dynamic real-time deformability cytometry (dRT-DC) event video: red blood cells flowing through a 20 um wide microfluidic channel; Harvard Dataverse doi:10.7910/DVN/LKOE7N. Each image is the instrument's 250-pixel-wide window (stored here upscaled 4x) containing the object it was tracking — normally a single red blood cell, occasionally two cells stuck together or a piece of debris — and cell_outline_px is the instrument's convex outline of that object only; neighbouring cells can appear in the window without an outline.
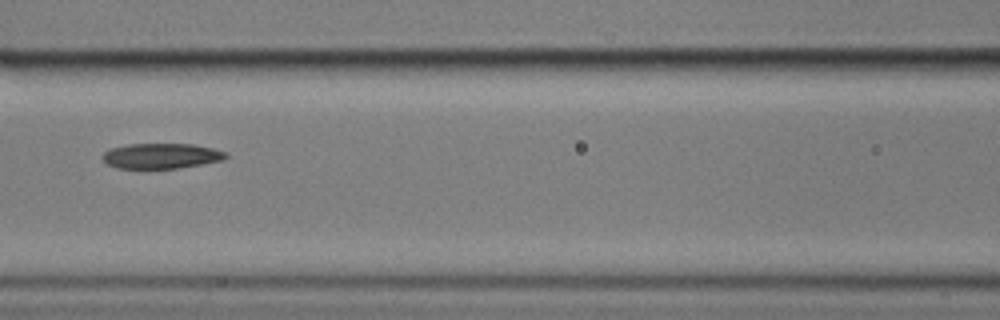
{"species": "common noctule bat (a hibernating species)", "species_latin": "Nyctalus noctula", "temperature_condition": "cold", "stored_images_in_passage": 12, "camera_frame_rate_fps": 3000, "um_per_image_px": 0.085, "animal": {"sex": "male", "body_mass_g": 17.9}, "frame": {"image": 1, "passage_image": 4, "time_ms": 3.667, "image_size_px": [1000, 320], "cell_outline_px": [[228, 156], [224, 160], [180, 168], [116, 168], [108, 164], [100, 156], [104, 152], [112, 148], [128, 144], [192, 144], [212, 148], [228, 152]], "centroid_in_image_um": [13.73, 13.25], "position_along_channel_um": 152.9, "area_um2": 18.21}}
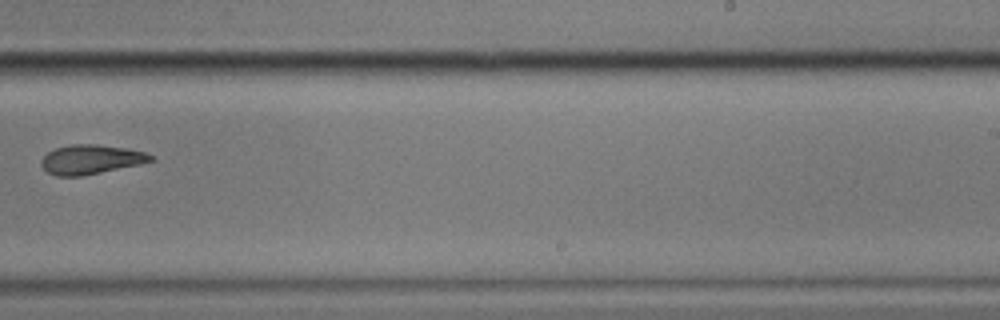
{"frame": {"image": 2, "passage_image": 7, "time_ms": 7.333, "image_size_px": [1000, 320], "cell_outline_px": [[152, 160], [140, 164], [80, 176], [56, 176], [48, 172], [40, 164], [40, 160], [48, 152], [56, 148], [72, 144], [96, 144], [128, 148], [144, 152], [152, 156]], "centroid_in_image_um": [7.69, 13.54], "position_along_channel_um": 281.3, "area_um2": 18.5}}
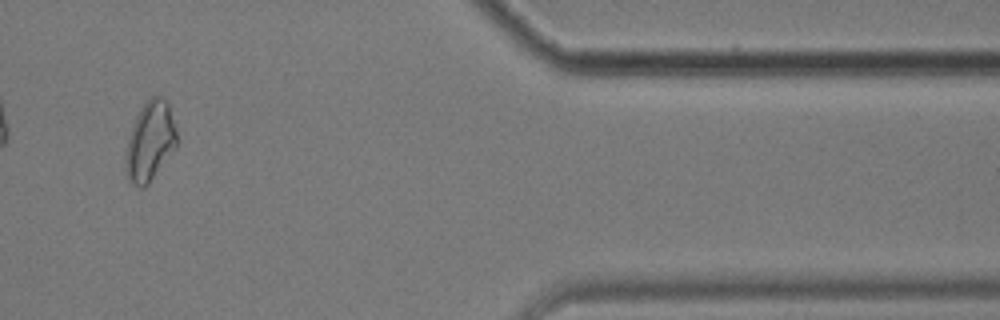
{"frame": {"image": 3, "passage_image": 10, "time_ms": 11.667, "image_size_px": [1000, 320], "cell_outline_px": [[176, 148], [148, 184], [144, 188], [140, 188], [132, 184], [128, 180], [124, 168], [124, 160], [128, 140], [132, 124], [140, 108], [152, 96], [160, 96], [168, 104], [176, 128]], "centroid_in_image_um": [12.73, 12.05], "position_along_channel_um": 398.7, "area_um2": 23.7}, "authors_computed_cell_mechanics": {"area_um2": 19.363, "velocity_mm_per_s": 3.4959, "shape_relaxation_time_tau1_ms": 4.5375, "shape_relaxation_time_tau2_ms": null, "deformation_change_tau1": 0.2147, "deformation_change_tau2": null}}